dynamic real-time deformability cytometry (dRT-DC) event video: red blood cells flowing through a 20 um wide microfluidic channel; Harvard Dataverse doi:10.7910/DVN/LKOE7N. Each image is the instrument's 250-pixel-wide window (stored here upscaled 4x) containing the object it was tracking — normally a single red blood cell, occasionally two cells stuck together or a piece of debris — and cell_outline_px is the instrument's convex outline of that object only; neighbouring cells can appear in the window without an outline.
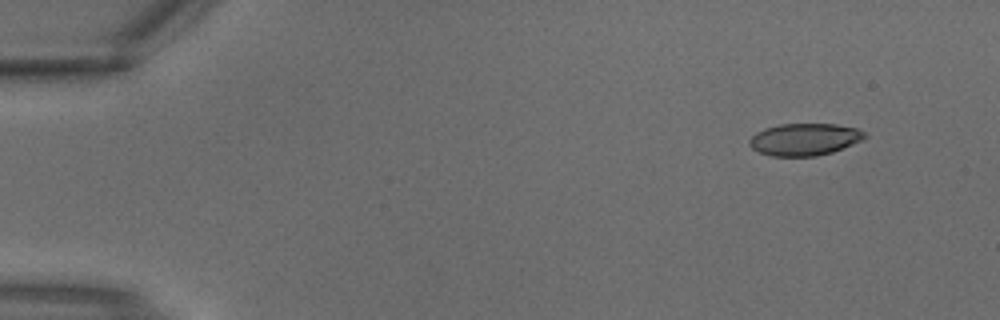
{"species": "common noctule bat (a hibernating species)", "species_latin": "Nyctalus noctula", "temperature_condition": "warm", "stored_images_in_passage": 3, "camera_frame_rate_fps": 3000, "um_per_image_px": 0.085, "animal": {"sex": "male", "body_mass_g": 18.8}, "frame": {"image": 1, "passage_image": 1, "time_ms": 0.0, "image_size_px": [1000, 320], "cell_outline_px": [[868, 136], [860, 140], [832, 152], [816, 156], [772, 156], [760, 152], [752, 148], [748, 144], [748, 140], [756, 132], [764, 128], [780, 124], [836, 124], [856, 128], [864, 132]], "centroid_in_image_um": [68.34, 11.84], "position_along_channel_um": 16.7, "area_um2": 21.44}}